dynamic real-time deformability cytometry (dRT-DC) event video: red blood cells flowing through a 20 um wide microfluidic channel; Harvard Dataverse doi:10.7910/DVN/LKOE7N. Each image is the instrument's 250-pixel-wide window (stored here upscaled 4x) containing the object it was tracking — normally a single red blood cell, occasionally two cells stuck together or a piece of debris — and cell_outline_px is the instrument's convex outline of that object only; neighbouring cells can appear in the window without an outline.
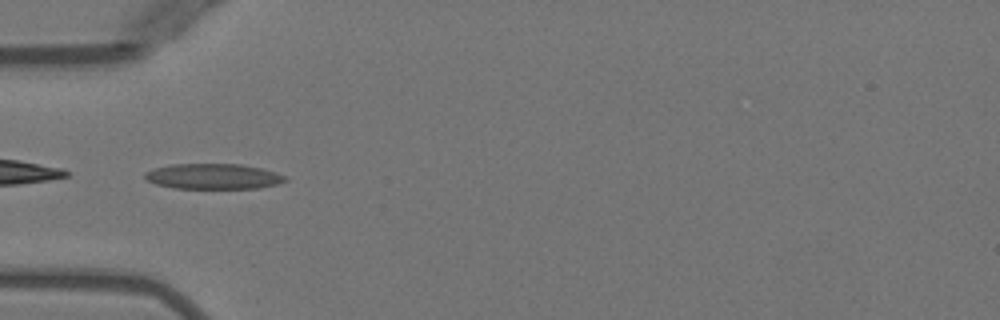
{"species": "Egyptian fruit bat (a non-hibernating species)", "species_latin": "Rousettus aegyptiacus", "temperature_condition": "warm", "stored_images_in_passage": 48, "camera_frame_rate_fps": 3000, "um_per_image_px": 0.085, "animal": {"sex": "female"}, "frame": {"image": 1, "passage_image": 16, "time_ms": 5.0, "image_size_px": [1000, 320], "cell_outline_px": [[288, 180], [276, 184], [260, 188], [172, 188], [156, 184], [148, 180], [144, 176], [144, 172], [152, 168], [172, 164], [240, 164], [260, 168], [276, 172], [288, 176]], "centroid_in_image_um": [18.13, 14.99], "position_along_channel_um": 66.9, "area_um2": 20.87}}
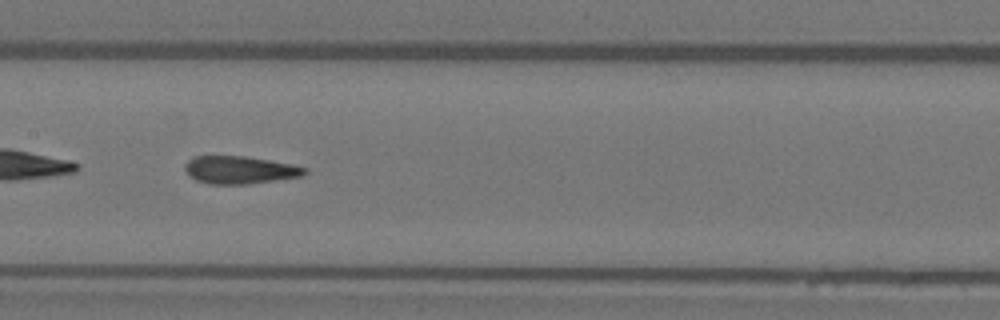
{"frame": {"image": 2, "passage_image": 25, "time_ms": 8.0, "image_size_px": [1000, 320], "cell_outline_px": [[308, 172], [300, 176], [276, 180], [248, 184], [212, 184], [196, 180], [184, 168], [184, 164], [192, 156], [244, 156], [292, 164], [308, 168]], "centroid_in_image_um": [20.39, 14.44], "position_along_channel_um": 187.0, "area_um2": 19.19}}
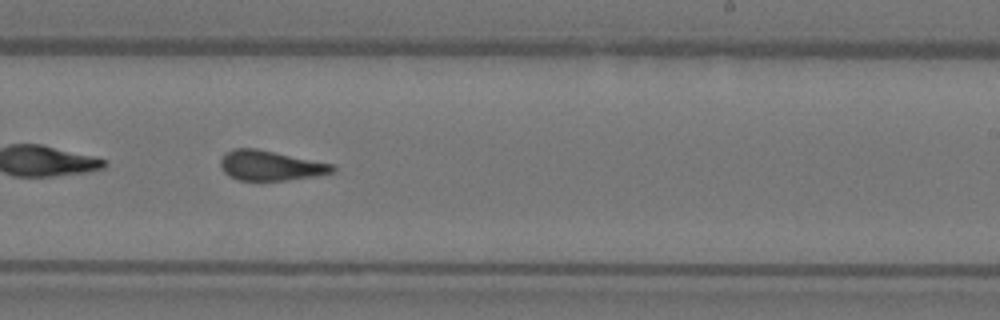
{"frame": {"image": 3, "passage_image": 31, "time_ms": 10.0, "image_size_px": [1000, 320], "cell_outline_px": [[336, 172], [316, 176], [284, 180], [236, 180], [228, 176], [220, 168], [220, 160], [224, 152], [232, 148], [256, 148], [332, 164], [336, 168]], "centroid_in_image_um": [22.94, 14.07], "position_along_channel_um": 266.1, "area_um2": 19.65}}